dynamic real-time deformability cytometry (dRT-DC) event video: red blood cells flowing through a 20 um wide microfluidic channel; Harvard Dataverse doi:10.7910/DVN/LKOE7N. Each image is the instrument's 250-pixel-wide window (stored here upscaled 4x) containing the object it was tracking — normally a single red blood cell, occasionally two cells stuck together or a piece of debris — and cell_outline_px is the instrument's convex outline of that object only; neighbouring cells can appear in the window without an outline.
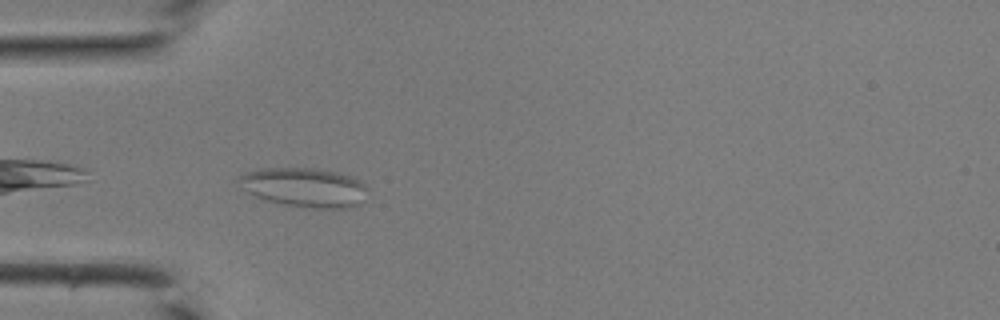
{"species": "common noctule bat (a hibernating species)", "species_latin": "Nyctalus noctula", "temperature_condition": "room temperature", "stored_images_in_passage": 23, "camera_frame_rate_fps": 3000, "um_per_image_px": 0.085, "animal": {"sex": "male", "body_mass_g": 19.0, "forearm_length_mm": 50.8}, "frame": {"image": 1, "passage_image": 1, "time_ms": 0.0, "image_size_px": [1000, 320], "cell_outline_px": [[364, 200], [360, 204], [352, 208], [312, 208], [284, 204], [264, 200], [248, 192], [236, 180], [240, 176], [248, 172], [264, 168], [312, 168], [336, 172], [360, 180], [364, 184]], "centroid_in_image_um": [25.87, 15.94], "position_along_channel_um": 59.1, "area_um2": 29.13}}
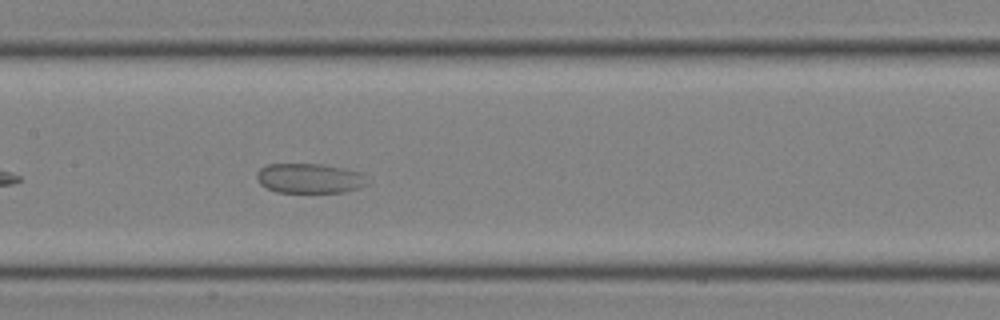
{"frame": {"image": 2, "passage_image": 9, "time_ms": 2.667, "image_size_px": [1000, 320], "cell_outline_px": [[368, 184], [344, 192], [276, 192], [260, 184], [256, 176], [256, 172], [260, 168], [268, 164], [324, 164], [344, 168], [360, 172], [368, 176]], "centroid_in_image_um": [26.33, 15.15], "position_along_channel_um": 181.1, "area_um2": 19.31}}
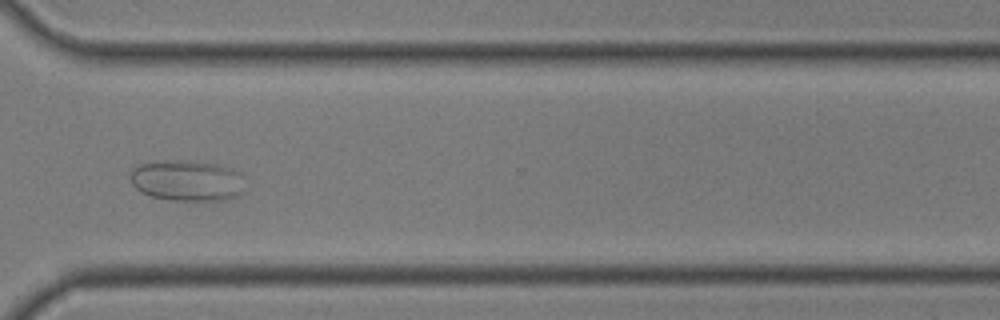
{"frame": {"image": 3, "passage_image": 20, "time_ms": 6.333, "image_size_px": [1000, 320], "cell_outline_px": [[244, 192], [240, 196], [224, 200], [168, 200], [152, 196], [140, 192], [132, 184], [128, 176], [128, 172], [132, 168], [140, 164], [172, 160], [216, 164], [240, 172]], "centroid_in_image_um": [15.86, 15.37], "position_along_channel_um": 354.7, "area_um2": 27.34}}